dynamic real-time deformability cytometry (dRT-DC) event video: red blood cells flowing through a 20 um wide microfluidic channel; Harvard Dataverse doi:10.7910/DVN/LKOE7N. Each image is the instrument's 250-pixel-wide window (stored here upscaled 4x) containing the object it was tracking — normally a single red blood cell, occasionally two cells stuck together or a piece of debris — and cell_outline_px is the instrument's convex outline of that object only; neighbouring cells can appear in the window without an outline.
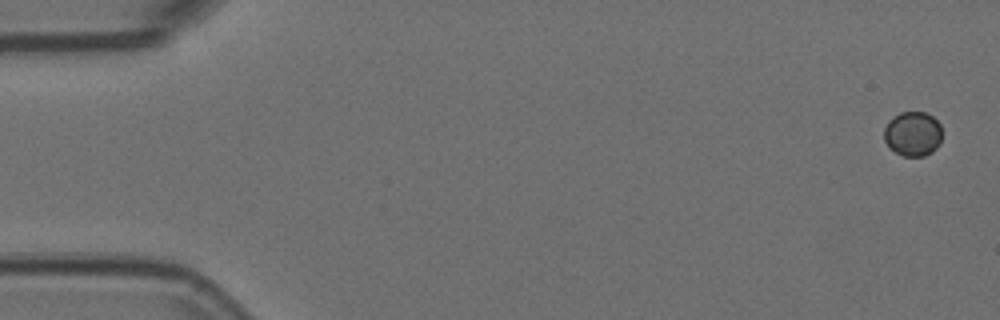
{"species": "Egyptian fruit bat (a non-hibernating species)", "species_latin": "Rousettus aegyptiacus", "temperature_condition": "room temperature", "stored_images_in_passage": 11, "camera_frame_rate_fps": 3000, "um_per_image_px": 0.085, "animal": {"sex": "female"}, "frame": {"image": 1, "passage_image": 1, "time_ms": 0.0, "image_size_px": [1000, 320], "cell_outline_px": [[940, 144], [932, 152], [924, 156], [904, 156], [888, 148], [884, 140], [884, 128], [888, 120], [892, 116], [900, 112], [924, 112], [932, 116], [940, 124]], "centroid_in_image_um": [77.55, 11.37], "position_along_channel_um": 7.4, "area_um2": 15.2}}